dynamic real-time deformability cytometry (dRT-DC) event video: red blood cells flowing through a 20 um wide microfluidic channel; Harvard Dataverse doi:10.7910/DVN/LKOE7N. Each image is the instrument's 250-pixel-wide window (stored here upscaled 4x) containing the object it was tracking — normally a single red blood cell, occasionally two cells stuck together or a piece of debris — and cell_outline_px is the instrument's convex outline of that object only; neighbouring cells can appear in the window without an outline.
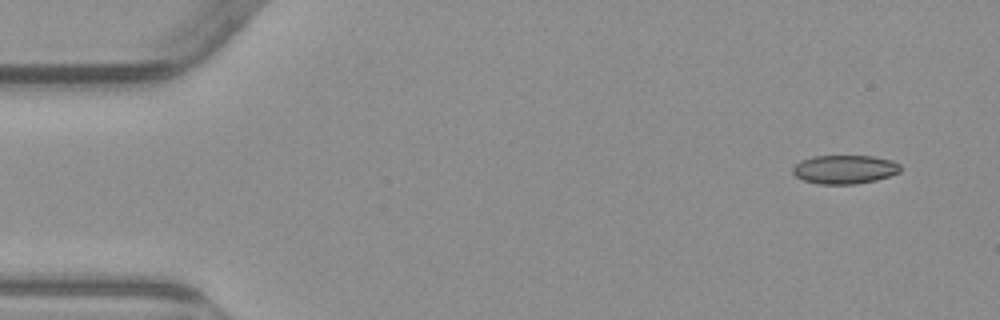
{"species": "common noctule bat (a hibernating species)", "species_latin": "Nyctalus noctula", "temperature_condition": "warm", "stored_images_in_passage": 6, "camera_frame_rate_fps": 3000, "um_per_image_px": 0.085, "animal": {"sex": "male", "body_mass_g": 23.1, "forearm_length_mm": 52.7}, "frame": {"image": 1, "passage_image": 1, "time_ms": 0.0, "image_size_px": [1000, 320], "cell_outline_px": [[900, 172], [876, 180], [856, 184], [816, 184], [804, 180], [796, 176], [792, 172], [792, 168], [800, 160], [812, 156], [872, 156], [892, 160], [900, 164]], "centroid_in_image_um": [71.78, 14.4], "position_along_channel_um": 13.2, "area_um2": 18.09}}
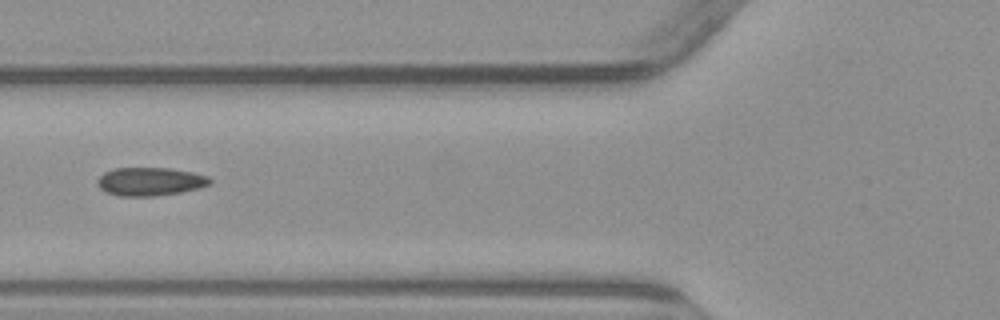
{"frame": {"image": 2, "passage_image": 5, "time_ms": 5.667, "image_size_px": [1000, 320], "cell_outline_px": [[212, 180], [208, 184], [200, 188], [180, 192], [152, 196], [120, 196], [108, 192], [100, 188], [96, 184], [96, 180], [104, 172], [112, 168], [172, 168], [192, 172], [208, 176]], "centroid_in_image_um": [12.74, 15.42], "position_along_channel_um": 113.1, "area_um2": 18.55}}
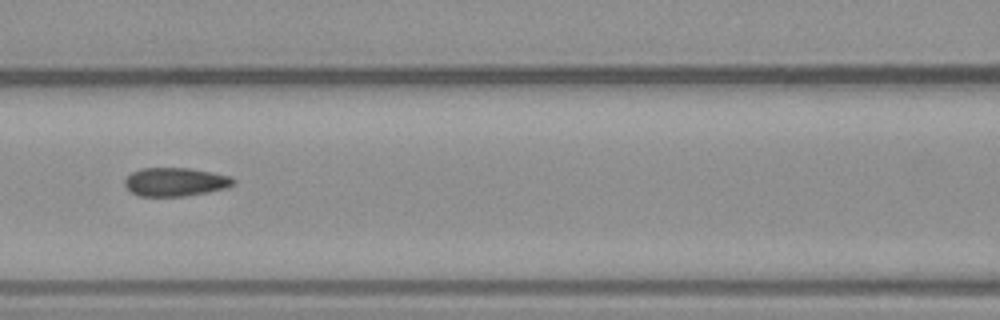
{"frame": {"image": 3, "passage_image": 6, "time_ms": 6.667, "image_size_px": [1000, 320], "cell_outline_px": [[236, 184], [228, 188], [208, 192], [184, 196], [140, 196], [132, 192], [124, 184], [124, 180], [132, 172], [140, 168], [188, 168], [212, 172], [232, 176], [236, 180]], "centroid_in_image_um": [14.96, 15.46], "position_along_channel_um": 151.6, "area_um2": 18.21}}